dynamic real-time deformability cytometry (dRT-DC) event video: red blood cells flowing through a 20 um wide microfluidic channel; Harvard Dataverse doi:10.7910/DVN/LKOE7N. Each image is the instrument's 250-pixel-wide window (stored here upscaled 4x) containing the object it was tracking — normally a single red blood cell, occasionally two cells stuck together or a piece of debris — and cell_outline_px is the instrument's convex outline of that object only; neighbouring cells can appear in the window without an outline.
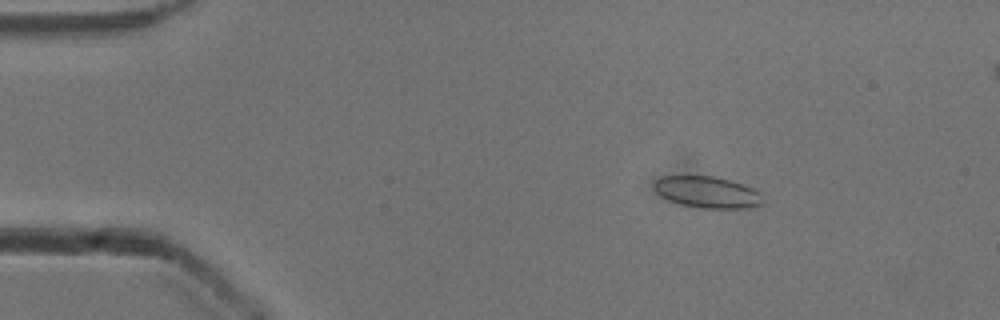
{"species": "common noctule bat (a hibernating species)", "species_latin": "Nyctalus noctula", "temperature_condition": "cold", "stored_images_in_passage": 54, "camera_frame_rate_fps": 3000, "um_per_image_px": 0.085, "animal": {"sex": "male", "body_mass_g": 13.3}, "frame": {"image": 1, "passage_image": 9, "time_ms": 2.667, "image_size_px": [1000, 320], "cell_outline_px": [[764, 204], [748, 208], [704, 208], [680, 204], [668, 200], [660, 196], [652, 188], [652, 184], [660, 176], [712, 176], [744, 184], [760, 192]], "centroid_in_image_um": [60.09, 16.33], "position_along_channel_um": 24.9, "area_um2": 20.11}}
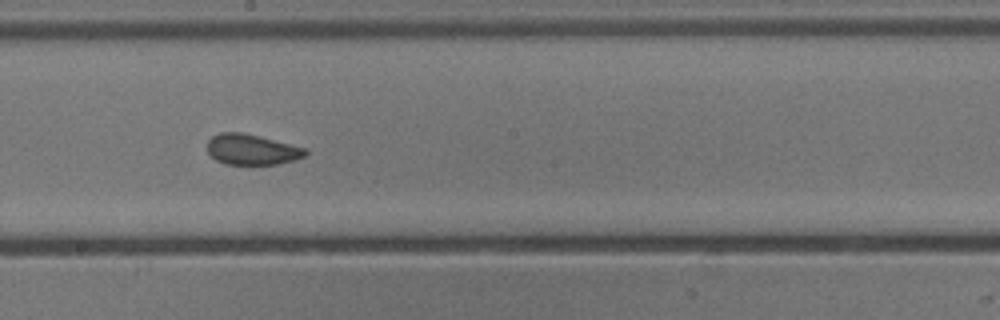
{"frame": {"image": 2, "passage_image": 30, "time_ms": 9.667, "image_size_px": [1000, 320], "cell_outline_px": [[308, 156], [296, 160], [276, 164], [224, 164], [216, 160], [208, 152], [208, 140], [212, 136], [220, 132], [240, 132], [308, 148]], "centroid_in_image_um": [21.44, 12.72], "position_along_channel_um": 226.8, "area_um2": 17.51}}
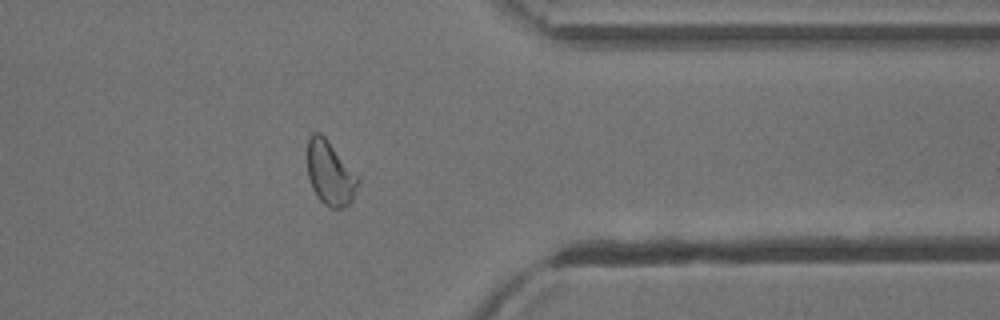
{"frame": {"image": 3, "passage_image": 43, "time_ms": 14.0, "image_size_px": [1000, 320], "cell_outline_px": [[360, 180], [352, 200], [344, 208], [332, 208], [324, 204], [320, 200], [312, 188], [308, 176], [308, 136], [312, 132], [320, 132], [324, 136], [360, 176]], "centroid_in_image_um": [28.08, 14.71], "position_along_channel_um": 383.3, "area_um2": 19.07}}